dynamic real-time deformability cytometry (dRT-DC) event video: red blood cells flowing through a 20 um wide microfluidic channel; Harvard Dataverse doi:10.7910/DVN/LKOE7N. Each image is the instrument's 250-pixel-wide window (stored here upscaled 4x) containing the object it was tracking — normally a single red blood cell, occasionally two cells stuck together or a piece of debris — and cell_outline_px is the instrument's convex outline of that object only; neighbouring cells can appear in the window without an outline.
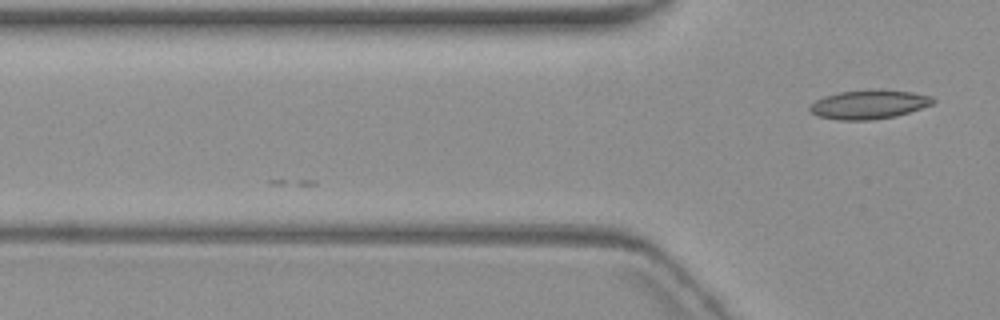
{"species": "common noctule bat (a hibernating species)", "species_latin": "Nyctalus noctula", "temperature_condition": "warm", "stored_images_in_passage": 2, "camera_frame_rate_fps": 3000, "um_per_image_px": 0.085, "animal": {"sex": "female", "body_mass_g": 19.3, "forearm_length_mm": 54.1}, "frame": {"image": 1, "passage_image": 2, "time_ms": 1.333, "image_size_px": [1000, 320], "cell_outline_px": [[936, 100], [932, 104], [896, 116], [872, 120], [840, 120], [816, 116], [808, 108], [816, 100], [824, 96], [840, 92], [880, 88], [912, 92], [932, 96]], "centroid_in_image_um": [73.87, 8.86], "position_along_channel_um": 51.9, "area_um2": 20.92}}